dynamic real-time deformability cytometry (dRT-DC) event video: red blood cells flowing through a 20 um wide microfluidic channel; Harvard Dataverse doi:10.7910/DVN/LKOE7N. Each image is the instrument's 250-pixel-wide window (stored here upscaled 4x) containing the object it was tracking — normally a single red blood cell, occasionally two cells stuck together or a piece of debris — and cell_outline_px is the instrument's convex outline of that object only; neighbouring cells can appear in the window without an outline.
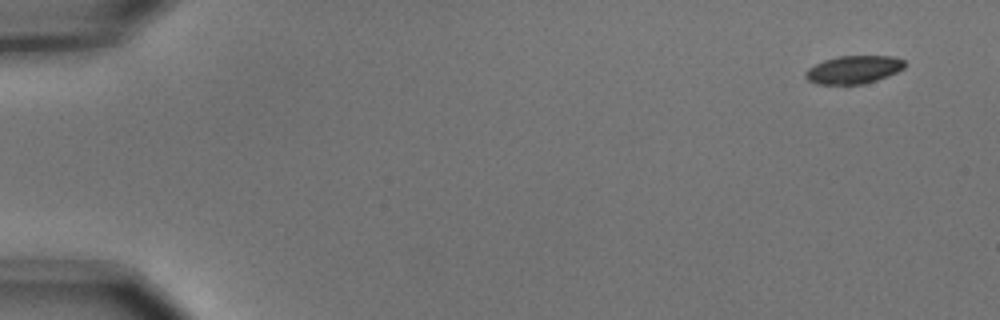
{"species": "common noctule bat (a hibernating species)", "species_latin": "Nyctalus noctula", "temperature_condition": "cold", "stored_images_in_passage": 5, "camera_frame_rate_fps": 3000, "um_per_image_px": 0.085, "animal": {"sex": "male", "body_mass_g": 15.6}, "frame": {"image": 1, "passage_image": 1, "time_ms": 0.0, "image_size_px": [1000, 320], "cell_outline_px": [[904, 68], [896, 72], [876, 80], [864, 84], [816, 84], [808, 80], [804, 76], [804, 72], [808, 68], [824, 60], [836, 56], [892, 56], [904, 60]], "centroid_in_image_um": [72.52, 5.92], "position_along_channel_um": 12.5, "area_um2": 16.13}}
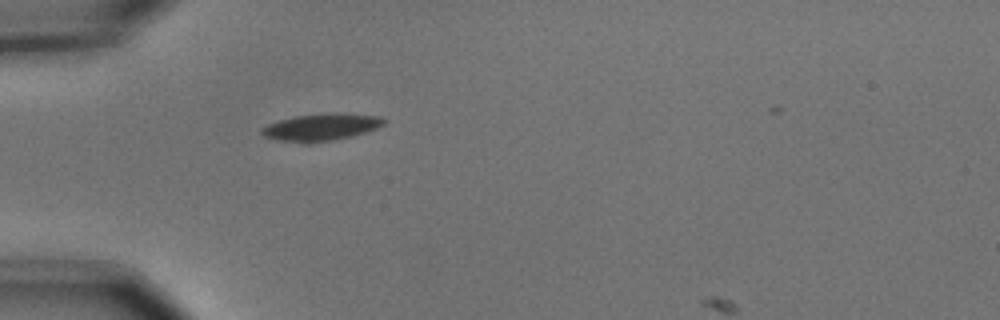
{"frame": {"image": 2, "passage_image": 5, "time_ms": 1.333, "image_size_px": [1000, 320], "cell_outline_px": [[388, 120], [384, 124], [376, 128], [352, 136], [308, 144], [300, 144], [280, 140], [264, 136], [260, 132], [260, 128], [268, 124], [280, 120], [296, 116], [380, 116]], "centroid_in_image_um": [27.2, 10.88], "position_along_channel_um": 57.8, "area_um2": 18.15}}